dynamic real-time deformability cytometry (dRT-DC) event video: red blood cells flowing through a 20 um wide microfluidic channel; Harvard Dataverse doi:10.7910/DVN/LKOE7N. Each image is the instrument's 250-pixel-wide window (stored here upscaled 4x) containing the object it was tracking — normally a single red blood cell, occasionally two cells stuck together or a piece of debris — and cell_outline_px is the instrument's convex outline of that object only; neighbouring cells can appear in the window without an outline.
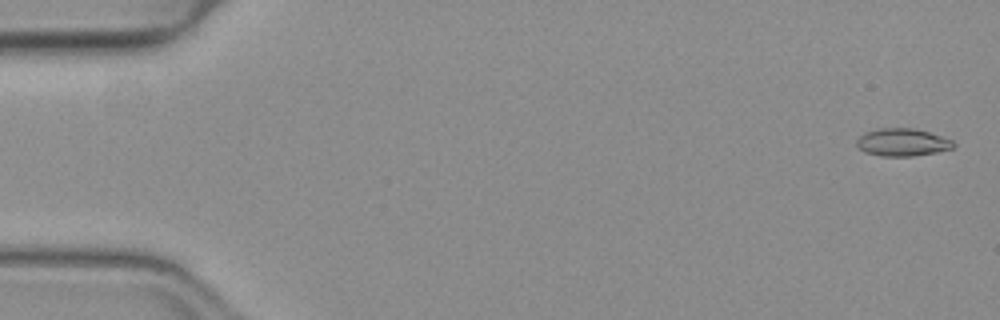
{"species": "common noctule bat (a hibernating species)", "species_latin": "Nyctalus noctula", "temperature_condition": "warm", "stored_images_in_passage": 51, "camera_frame_rate_fps": 3000, "um_per_image_px": 0.085, "animal": {"sex": "female", "body_mass_g": 19.3, "forearm_length_mm": 54.1}, "frame": {"image": 1, "passage_image": 2, "time_ms": 0.333, "image_size_px": [1000, 320], "cell_outline_px": [[956, 144], [952, 148], [936, 152], [912, 156], [880, 156], [864, 152], [856, 144], [856, 140], [864, 132], [880, 128], [912, 128], [928, 132], [952, 140]], "centroid_in_image_um": [76.67, 12.1], "position_along_channel_um": 8.3, "area_um2": 15.49}}
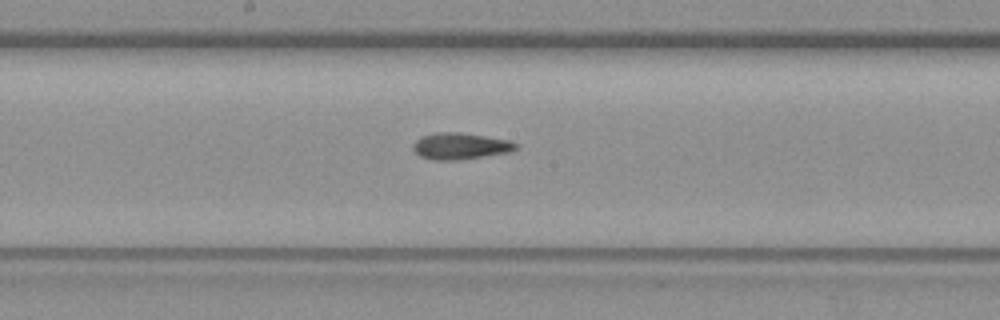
{"frame": {"image": 2, "passage_image": 28, "time_ms": 9.0, "image_size_px": [1000, 320], "cell_outline_px": [[516, 148], [508, 152], [460, 160], [436, 160], [420, 156], [412, 148], [416, 140], [420, 136], [436, 132], [456, 132], [484, 136], [508, 140], [516, 144]], "centroid_in_image_um": [39.07, 12.41], "position_along_channel_um": 209.1, "area_um2": 15.61}}
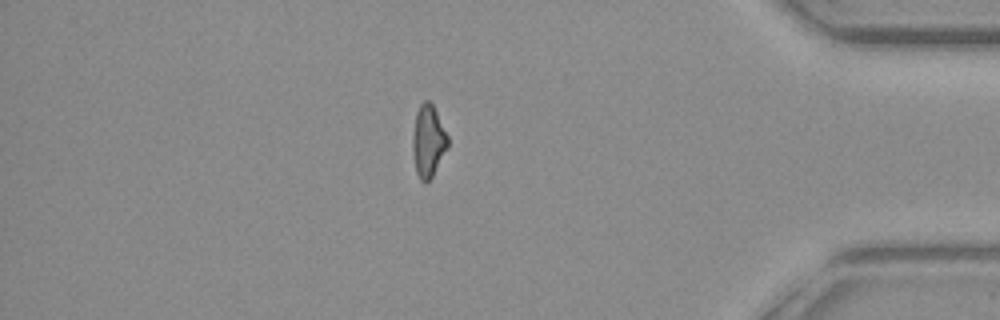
{"frame": {"image": 3, "passage_image": 45, "time_ms": 14.667, "image_size_px": [1000, 320], "cell_outline_px": [[448, 148], [432, 176], [424, 184], [420, 180], [416, 172], [412, 148], [412, 136], [416, 112], [420, 104], [424, 100], [428, 100], [432, 104], [448, 136]], "centroid_in_image_um": [36.39, 12.0], "position_along_channel_um": 398.8, "area_um2": 14.74}, "authors_computed_cell_mechanics": {"area_um2": 15.4904, "velocity_mm_per_s": 4.0123, "shape_relaxation_time_tau1_ms": null, "shape_relaxation_time_tau2_ms": 4.0321, "deformation_change_tau1": null, "deformation_change_tau2": 0.1263}}